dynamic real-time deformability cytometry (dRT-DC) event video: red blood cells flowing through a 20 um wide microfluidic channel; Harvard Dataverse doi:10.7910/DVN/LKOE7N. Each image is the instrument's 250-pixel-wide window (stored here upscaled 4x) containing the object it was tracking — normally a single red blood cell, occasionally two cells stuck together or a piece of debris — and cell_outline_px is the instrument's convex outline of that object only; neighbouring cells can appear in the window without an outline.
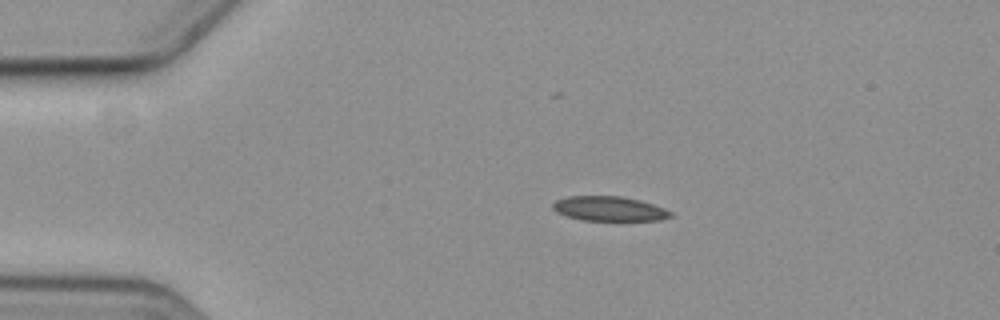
{"species": "common noctule bat (a hibernating species)", "species_latin": "Nyctalus noctula", "temperature_condition": "cold", "stored_images_in_passage": 10, "camera_frame_rate_fps": 3000, "um_per_image_px": 0.085, "animal": {"sex": "female", "body_mass_g": 19.3, "forearm_length_mm": 54.1}, "frame": {"image": 1, "passage_image": 2, "time_ms": 1.333, "image_size_px": [1000, 320], "cell_outline_px": [[672, 216], [660, 220], [580, 220], [556, 212], [552, 208], [552, 204], [556, 200], [568, 196], [620, 196], [640, 200], [664, 208], [672, 212]], "centroid_in_image_um": [51.77, 17.73], "position_along_channel_um": 33.2, "area_um2": 16.82}}
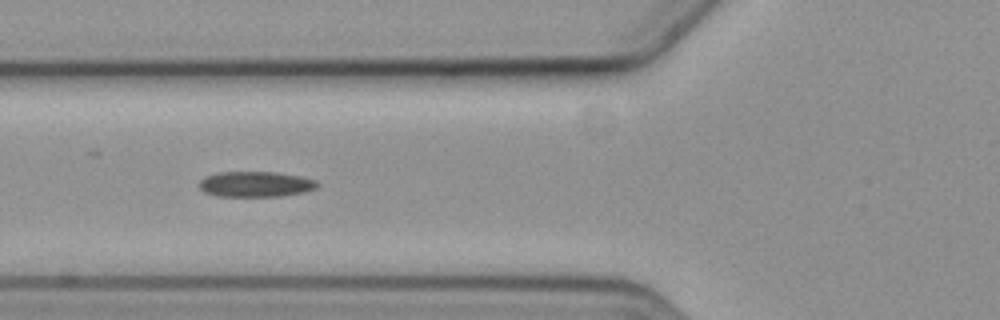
{"frame": {"image": 2, "passage_image": 5, "time_ms": 4.667, "image_size_px": [1000, 320], "cell_outline_px": [[320, 184], [316, 188], [304, 192], [284, 196], [216, 196], [204, 192], [200, 188], [200, 180], [204, 176], [220, 172], [276, 172], [300, 176], [316, 180]], "centroid_in_image_um": [21.74, 15.65], "position_along_channel_um": 104.1, "area_um2": 17.63}}
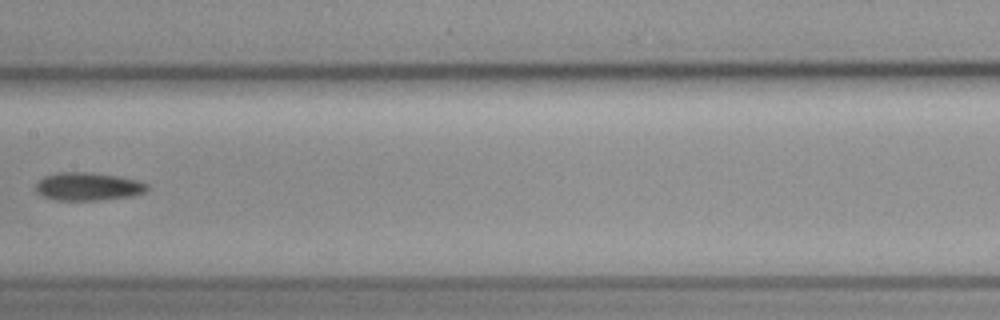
{"frame": {"image": 3, "passage_image": 7, "time_ms": 7.333, "image_size_px": [1000, 320], "cell_outline_px": [[148, 188], [144, 192], [132, 196], [100, 200], [56, 200], [44, 196], [36, 192], [36, 184], [44, 176], [56, 172], [88, 172], [116, 176], [136, 180], [148, 184]], "centroid_in_image_um": [7.46, 15.85], "position_along_channel_um": 199.9, "area_um2": 18.09}}